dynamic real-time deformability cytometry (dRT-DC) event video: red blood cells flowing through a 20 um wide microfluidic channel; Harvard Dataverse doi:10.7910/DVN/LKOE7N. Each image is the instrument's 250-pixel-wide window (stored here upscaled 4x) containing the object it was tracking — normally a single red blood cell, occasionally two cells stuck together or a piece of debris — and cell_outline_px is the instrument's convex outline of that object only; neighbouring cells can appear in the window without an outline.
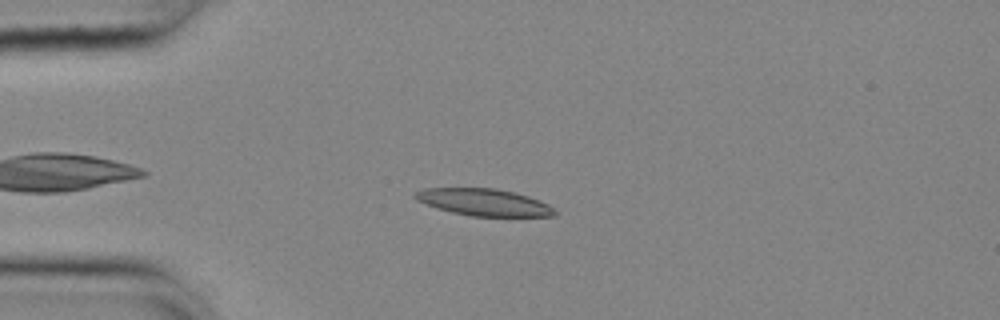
{"species": "common noctule bat (a hibernating species)", "species_latin": "Nyctalus noctula", "temperature_condition": "cold", "stored_images_in_passage": 48, "camera_frame_rate_fps": 3000, "um_per_image_px": 0.085, "animal": {"sex": "female", "body_mass_g": 25.1}, "frame": {"image": 1, "passage_image": 7, "time_ms": 2.0, "image_size_px": [1000, 320], "cell_outline_px": [[556, 216], [472, 216], [452, 212], [436, 208], [416, 200], [412, 196], [416, 192], [424, 188], [496, 188], [528, 196], [548, 204], [556, 212]], "centroid_in_image_um": [41.1, 17.19], "position_along_channel_um": 43.9, "area_um2": 21.79}}
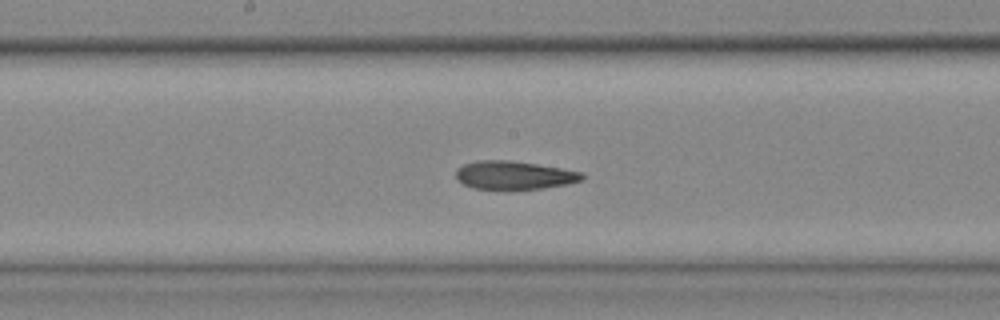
{"frame": {"image": 2, "passage_image": 22, "time_ms": 7.0, "image_size_px": [1000, 320], "cell_outline_px": [[584, 180], [568, 184], [544, 188], [472, 188], [456, 180], [456, 168], [464, 164], [476, 160], [508, 160], [536, 164], [560, 168], [580, 172], [584, 176]], "centroid_in_image_um": [43.67, 14.88], "position_along_channel_um": 204.5, "area_um2": 20.58}}
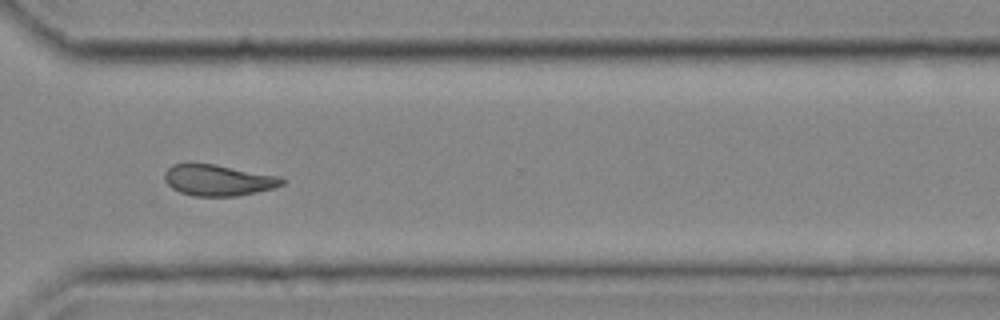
{"frame": {"image": 3, "passage_image": 34, "time_ms": 11.0, "image_size_px": [1000, 320], "cell_outline_px": [[284, 184], [272, 188], [256, 192], [236, 196], [192, 196], [180, 192], [172, 188], [164, 180], [164, 172], [172, 164], [216, 164], [280, 176], [284, 180]], "centroid_in_image_um": [18.53, 15.31], "position_along_channel_um": 352.1, "area_um2": 21.27}, "authors_computed_cell_mechanics": {"area_um2": 21.7906, "velocity_mm_per_s": 3.6717, "shape_relaxation_time_tau1_ms": null, "shape_relaxation_time_tau2_ms": 2.5164, "deformation_change_tau1": null, "deformation_change_tau2": 0.0974}}